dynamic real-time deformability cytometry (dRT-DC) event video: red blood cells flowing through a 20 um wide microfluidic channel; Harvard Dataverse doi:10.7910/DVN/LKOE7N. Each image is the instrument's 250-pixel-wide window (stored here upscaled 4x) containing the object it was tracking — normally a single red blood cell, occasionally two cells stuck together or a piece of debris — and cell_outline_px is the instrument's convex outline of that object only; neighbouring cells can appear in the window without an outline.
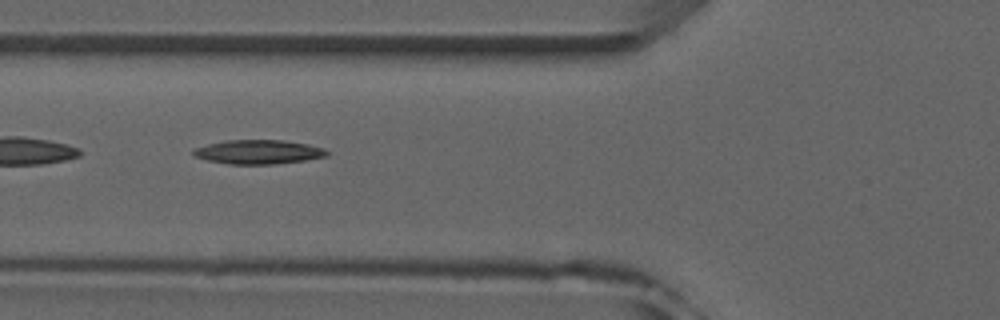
{"species": "common noctule bat (a hibernating species)", "species_latin": "Nyctalus noctula", "temperature_condition": "room temperature", "stored_images_in_passage": 5, "camera_frame_rate_fps": 3000, "um_per_image_px": 0.085, "animal": {"sex": "male", "forearm_length_mm": 52.5}, "frame": {"image": 1, "passage_image": 2, "time_ms": 1.333, "image_size_px": [1000, 320], "cell_outline_px": [[328, 156], [304, 160], [272, 164], [228, 164], [208, 160], [192, 156], [192, 148], [208, 144], [228, 140], [284, 140], [308, 144], [324, 148], [328, 152]], "centroid_in_image_um": [21.93, 12.91], "position_along_channel_um": 103.9, "area_um2": 18.79}}
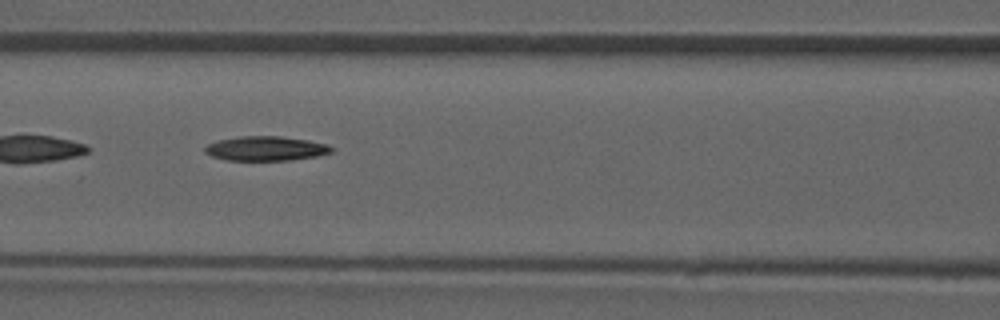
{"frame": {"image": 2, "passage_image": 3, "time_ms": 2.333, "image_size_px": [1000, 320], "cell_outline_px": [[332, 152], [316, 156], [288, 160], [228, 160], [212, 156], [204, 152], [204, 148], [208, 144], [216, 140], [240, 136], [280, 136], [308, 140], [328, 144], [332, 148]], "centroid_in_image_um": [22.57, 12.61], "position_along_channel_um": 144.0, "area_um2": 17.98}}